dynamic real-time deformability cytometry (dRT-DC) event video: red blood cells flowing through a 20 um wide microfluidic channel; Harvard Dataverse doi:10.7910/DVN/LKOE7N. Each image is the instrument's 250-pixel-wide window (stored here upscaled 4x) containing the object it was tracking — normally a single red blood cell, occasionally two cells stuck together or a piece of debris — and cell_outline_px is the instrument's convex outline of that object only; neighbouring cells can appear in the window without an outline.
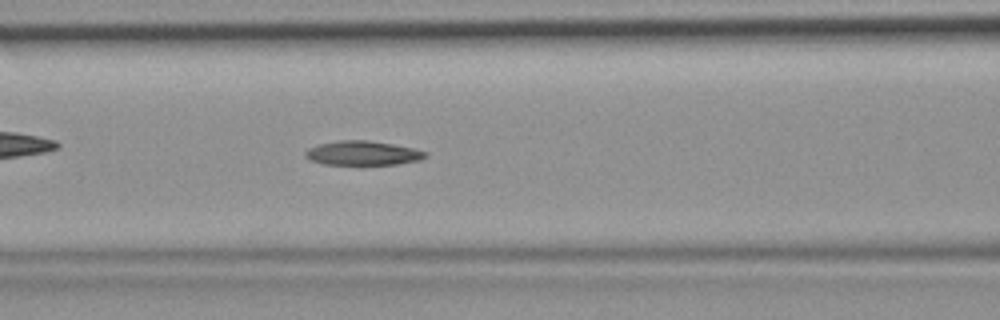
{"species": "common noctule bat (a hibernating species)", "species_latin": "Nyctalus noctula", "temperature_condition": "room temperature", "stored_images_in_passage": 34, "camera_frame_rate_fps": 3000, "um_per_image_px": 0.085, "animal": {"sex": "female", "body_mass_g": 19.9}, "frame": {"image": 1, "passage_image": 6, "time_ms": 1.667, "image_size_px": [1000, 320], "cell_outline_px": [[428, 156], [420, 160], [396, 164], [324, 164], [312, 160], [304, 156], [304, 152], [308, 148], [320, 144], [340, 140], [368, 140], [392, 144], [412, 148], [428, 152]], "centroid_in_image_um": [30.84, 13.01], "position_along_channel_um": 135.8, "area_um2": 16.82}}
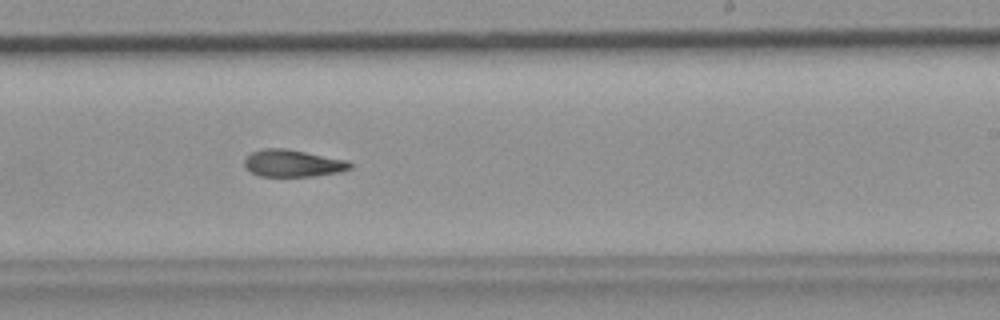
{"frame": {"image": 2, "passage_image": 15, "time_ms": 4.667, "image_size_px": [1000, 320], "cell_outline_px": [[352, 168], [340, 172], [316, 176], [260, 176], [244, 168], [244, 160], [252, 152], [264, 148], [284, 148], [348, 160], [352, 164]], "centroid_in_image_um": [24.9, 13.88], "position_along_channel_um": 264.1, "area_um2": 16.7}}